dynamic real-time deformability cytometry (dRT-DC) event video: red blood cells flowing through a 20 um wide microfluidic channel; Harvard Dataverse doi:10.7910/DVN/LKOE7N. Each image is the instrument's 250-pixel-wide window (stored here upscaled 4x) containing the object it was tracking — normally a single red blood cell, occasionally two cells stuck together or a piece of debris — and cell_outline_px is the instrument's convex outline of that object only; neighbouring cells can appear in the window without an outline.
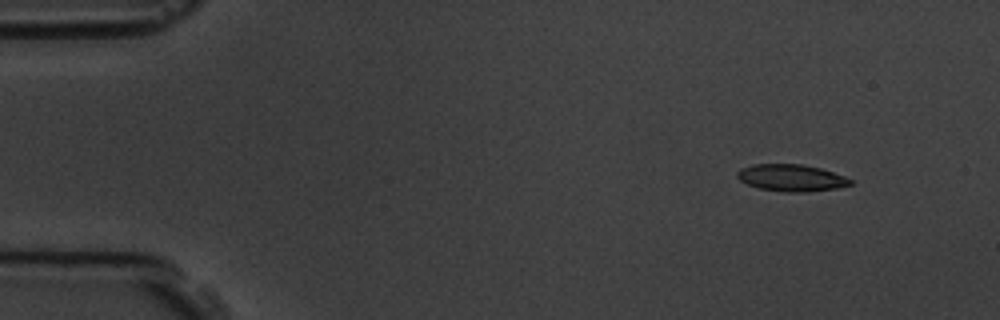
{"species": "common noctule bat (a hibernating species)", "species_latin": "Nyctalus noctula", "temperature_condition": "room temperature", "stored_images_in_passage": 5, "camera_frame_rate_fps": 3000, "um_per_image_px": 0.085, "animal": {"sex": "male", "body_mass_g": 19.5, "forearm_length_mm": 54.6}, "frame": {"image": 1, "passage_image": 2, "time_ms": 1.333, "image_size_px": [1000, 320], "cell_outline_px": [[852, 184], [836, 188], [808, 192], [784, 192], [760, 188], [748, 184], [740, 180], [736, 176], [736, 172], [740, 168], [752, 164], [804, 164], [820, 168], [844, 176], [852, 180]], "centroid_in_image_um": [67.24, 15.11], "position_along_channel_um": 17.8, "area_um2": 17.74}}
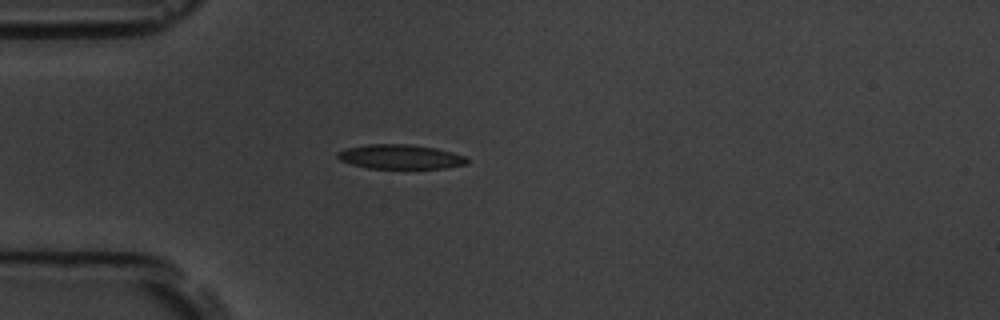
{"frame": {"image": 2, "passage_image": 5, "time_ms": 4.667, "image_size_px": [1000, 320], "cell_outline_px": [[468, 164], [444, 168], [368, 168], [352, 164], [340, 160], [336, 156], [336, 152], [344, 148], [368, 144], [408, 144], [436, 148], [452, 152], [464, 156], [468, 160]], "centroid_in_image_um": [34.0, 13.32], "position_along_channel_um": 51.0, "area_um2": 18.44}}